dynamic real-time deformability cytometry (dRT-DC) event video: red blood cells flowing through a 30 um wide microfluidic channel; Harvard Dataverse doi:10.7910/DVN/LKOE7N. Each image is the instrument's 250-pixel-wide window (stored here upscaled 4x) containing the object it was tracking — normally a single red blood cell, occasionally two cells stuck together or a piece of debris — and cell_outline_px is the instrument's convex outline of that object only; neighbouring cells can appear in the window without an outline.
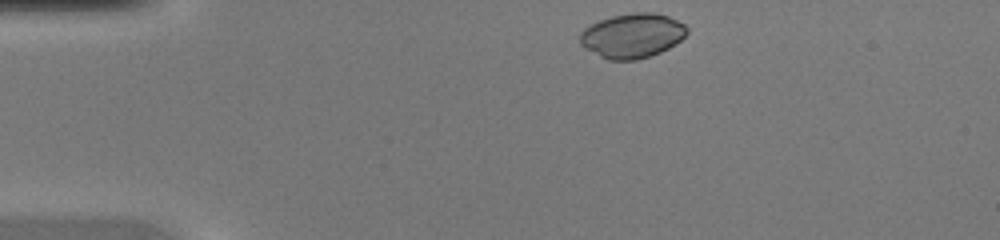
{"species": "common noctule bat (a hibernating species)", "species_latin": "Nyctalus noctula", "temperature_condition": "warm", "stored_images_in_passage": 38, "camera_frame_rate_fps": 3000, "um_per_image_px": 0.085, "animal": {"sex": "female", "body_mass_g": 20.0, "forearm_length_mm": 54.0}, "frame": {"image": 1, "passage_image": 1, "time_ms": 0.0, "image_size_px": [1000, 240], "cell_outline_px": [[688, 32], [680, 40], [668, 48], [660, 52], [636, 60], [608, 60], [584, 48], [580, 44], [580, 32], [584, 28], [600, 20], [612, 16], [636, 12], [652, 12], [668, 16], [684, 24], [688, 28]], "centroid_in_image_um": [53.73, 3.03], "position_along_channel_um": 31.3, "area_um2": 27.63}}
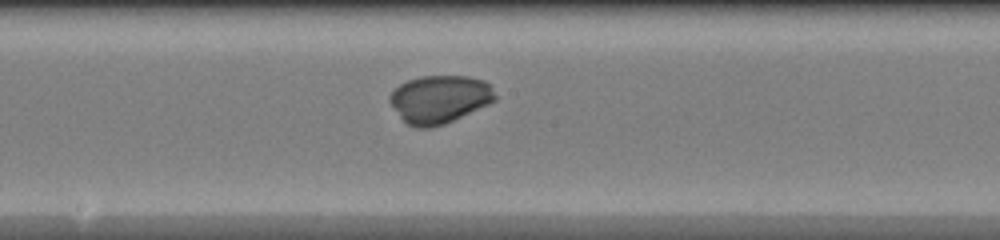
{"frame": {"image": 2, "passage_image": 17, "time_ms": 5.333, "image_size_px": [1000, 240], "cell_outline_px": [[496, 100], [488, 104], [444, 124], [432, 128], [416, 128], [408, 124], [400, 116], [388, 100], [388, 96], [400, 84], [408, 80], [420, 76], [468, 76], [484, 80], [492, 88], [496, 96]], "centroid_in_image_um": [37.35, 8.43], "position_along_channel_um": 210.8, "area_um2": 29.25}}
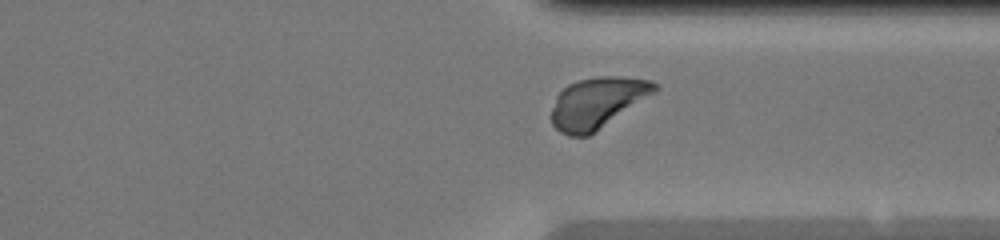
{"frame": {"image": 3, "passage_image": 27, "time_ms": 8.667, "image_size_px": [1000, 240], "cell_outline_px": [[660, 88], [656, 92], [596, 132], [588, 136], [568, 136], [560, 132], [552, 124], [552, 108], [556, 96], [568, 84], [580, 80], [600, 76], [620, 76], [652, 80], [660, 84]], "centroid_in_image_um": [50.82, 8.73], "position_along_channel_um": 360.6, "area_um2": 30.81}}